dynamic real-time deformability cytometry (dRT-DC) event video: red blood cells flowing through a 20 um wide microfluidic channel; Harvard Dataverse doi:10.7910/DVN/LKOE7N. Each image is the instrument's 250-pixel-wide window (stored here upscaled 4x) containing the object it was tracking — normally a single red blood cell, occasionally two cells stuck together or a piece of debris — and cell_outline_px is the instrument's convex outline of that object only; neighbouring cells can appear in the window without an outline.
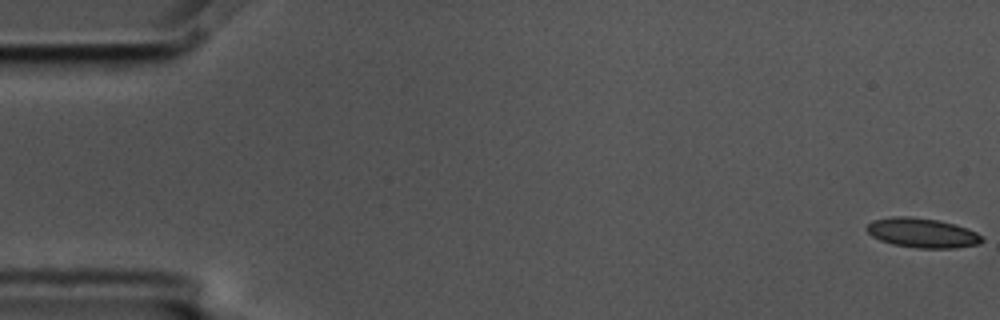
{"species": "common noctule bat (a hibernating species)", "species_latin": "Nyctalus noctula", "temperature_condition": "cold", "stored_images_in_passage": 13, "camera_frame_rate_fps": 3000, "um_per_image_px": 0.085, "animal": {"sex": "male", "body_mass_g": 17.5, "forearm_length_mm": 52.3}, "frame": {"image": 1, "passage_image": 1, "time_ms": 0.0, "image_size_px": [1000, 320], "cell_outline_px": [[984, 240], [980, 244], [956, 248], [916, 248], [892, 244], [880, 240], [872, 236], [864, 228], [872, 220], [892, 216], [908, 216], [936, 220], [956, 224], [968, 228], [984, 236]], "centroid_in_image_um": [78.41, 19.8], "position_along_channel_um": 6.6, "area_um2": 20.11}}
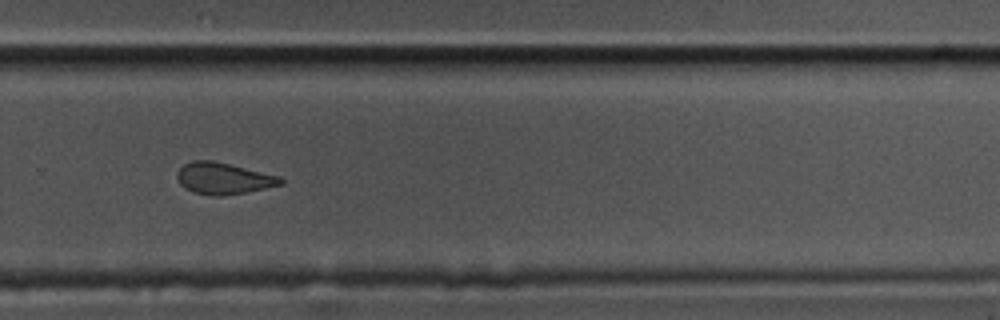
{"frame": {"image": 2, "passage_image": 11, "time_ms": 3.333, "image_size_px": [1000, 320], "cell_outline_px": [[284, 184], [248, 192], [220, 196], [212, 196], [192, 192], [184, 188], [180, 184], [176, 176], [176, 172], [184, 164], [192, 160], [212, 160], [280, 176], [284, 180]], "centroid_in_image_um": [18.98, 15.17], "position_along_channel_um": 310.8, "area_um2": 19.19}}
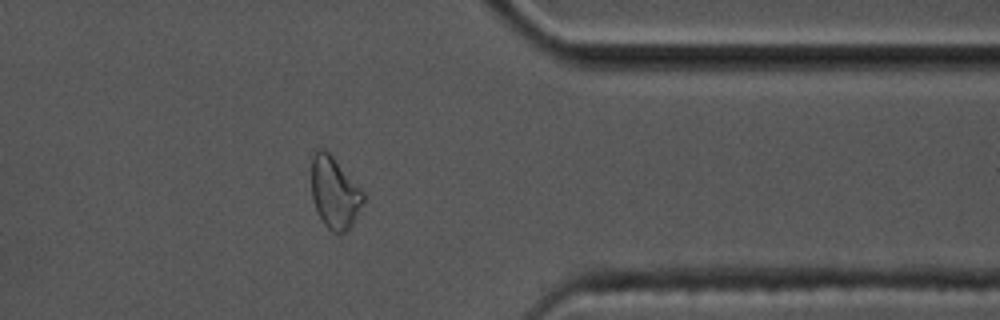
{"frame": {"image": 3, "passage_image": 13, "time_ms": 4.0, "image_size_px": [1000, 320], "cell_outline_px": [[364, 200], [352, 224], [344, 232], [332, 232], [324, 224], [312, 200], [312, 156], [316, 148], [324, 148], [332, 156], [364, 192]], "centroid_in_image_um": [28.42, 16.35], "position_along_channel_um": 383.0, "area_um2": 21.27}}